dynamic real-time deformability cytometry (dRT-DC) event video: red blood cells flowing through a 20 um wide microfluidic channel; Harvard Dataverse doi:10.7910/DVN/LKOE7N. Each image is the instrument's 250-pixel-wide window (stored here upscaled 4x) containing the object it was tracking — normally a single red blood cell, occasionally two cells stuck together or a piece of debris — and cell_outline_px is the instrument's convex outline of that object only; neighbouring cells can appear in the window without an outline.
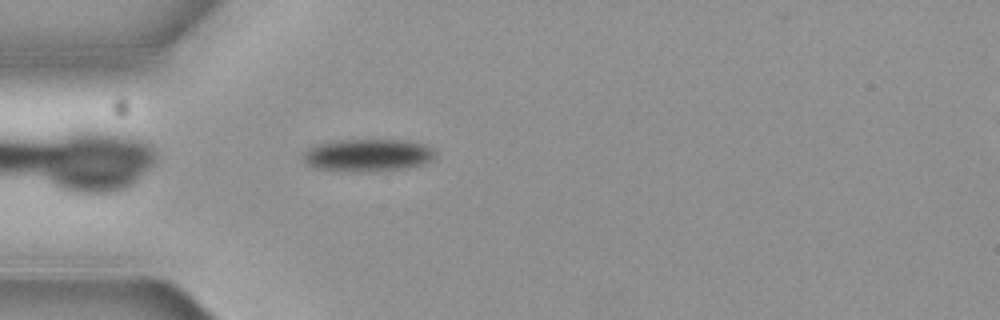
{"species": "common noctule bat (a hibernating species)", "species_latin": "Nyctalus noctula", "temperature_condition": "cold", "stored_images_in_passage": 4, "camera_frame_rate_fps": 3000, "um_per_image_px": 0.085, "animal": {"sex": "female", "body_mass_g": 19.3, "forearm_length_mm": 54.1}, "frame": {"image": 1, "passage_image": 4, "time_ms": 1.0, "image_size_px": [1000, 320], "cell_outline_px": [[432, 160], [424, 164], [408, 168], [368, 172], [352, 172], [316, 168], [304, 164], [300, 156], [308, 148], [320, 144], [340, 140], [400, 140], [420, 144], [428, 148], [432, 152]], "centroid_in_image_um": [31.16, 13.22], "position_along_channel_um": 53.8, "area_um2": 24.85}}